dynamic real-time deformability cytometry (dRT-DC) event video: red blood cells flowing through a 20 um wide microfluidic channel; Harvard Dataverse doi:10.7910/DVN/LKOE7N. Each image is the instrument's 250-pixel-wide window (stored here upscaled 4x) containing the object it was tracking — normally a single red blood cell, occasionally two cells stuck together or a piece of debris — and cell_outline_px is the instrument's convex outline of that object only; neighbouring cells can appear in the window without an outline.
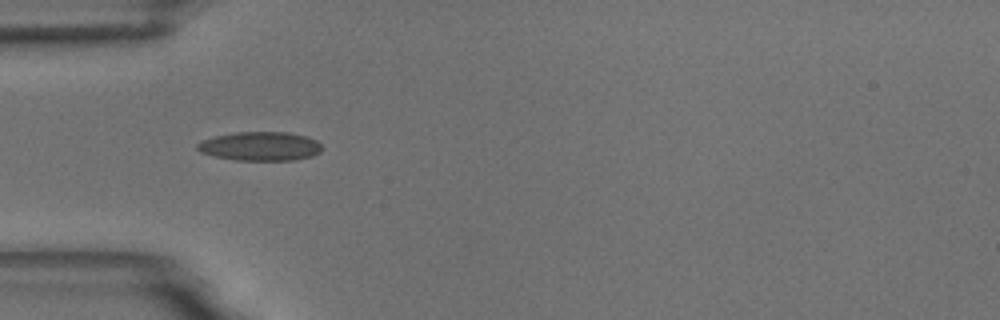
{"species": "common noctule bat (a hibernating species)", "species_latin": "Nyctalus noctula", "temperature_condition": "room temperature", "stored_images_in_passage": 39, "camera_frame_rate_fps": 3000, "um_per_image_px": 0.085, "animal": {"sex": "male", "body_mass_g": 18.8}, "frame": {"image": 1, "passage_image": 1, "time_ms": 0.0, "image_size_px": [1000, 320], "cell_outline_px": [[320, 152], [312, 156], [292, 160], [236, 160], [212, 156], [200, 152], [196, 148], [196, 144], [200, 140], [216, 136], [236, 132], [288, 132], [308, 136], [316, 140], [320, 144]], "centroid_in_image_um": [22.08, 12.43], "position_along_channel_um": 62.9, "area_um2": 21.1}}
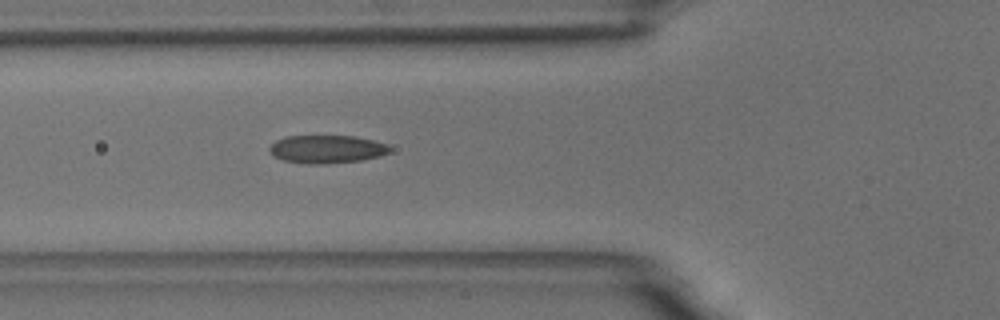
{"frame": {"image": 2, "passage_image": 4, "time_ms": 1.0, "image_size_px": [1000, 320], "cell_outline_px": [[388, 152], [380, 156], [360, 160], [324, 164], [312, 164], [284, 160], [272, 156], [268, 152], [268, 148], [276, 140], [284, 136], [356, 136], [388, 144]], "centroid_in_image_um": [27.72, 12.67], "position_along_channel_um": 98.1, "area_um2": 19.59}}
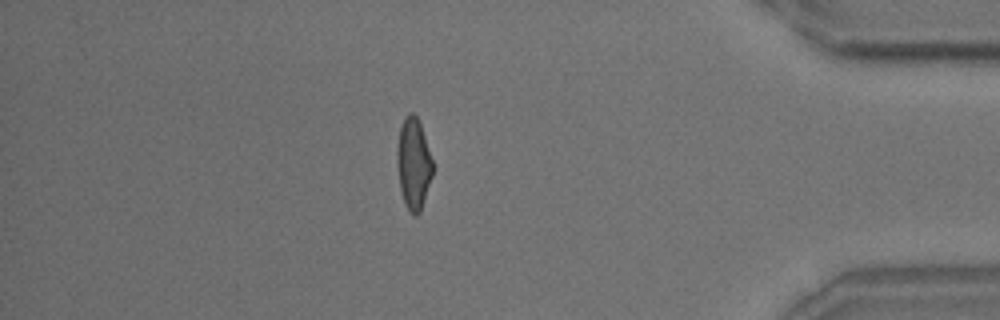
{"frame": {"image": 3, "passage_image": 32, "time_ms": 10.333, "image_size_px": [1000, 320], "cell_outline_px": [[432, 176], [420, 212], [416, 216], [412, 216], [408, 212], [404, 204], [400, 188], [396, 164], [396, 152], [400, 128], [404, 116], [408, 112], [412, 112], [416, 116], [420, 124], [432, 160]], "centroid_in_image_um": [35.12, 13.95], "position_along_channel_um": 400.1, "area_um2": 19.02}}